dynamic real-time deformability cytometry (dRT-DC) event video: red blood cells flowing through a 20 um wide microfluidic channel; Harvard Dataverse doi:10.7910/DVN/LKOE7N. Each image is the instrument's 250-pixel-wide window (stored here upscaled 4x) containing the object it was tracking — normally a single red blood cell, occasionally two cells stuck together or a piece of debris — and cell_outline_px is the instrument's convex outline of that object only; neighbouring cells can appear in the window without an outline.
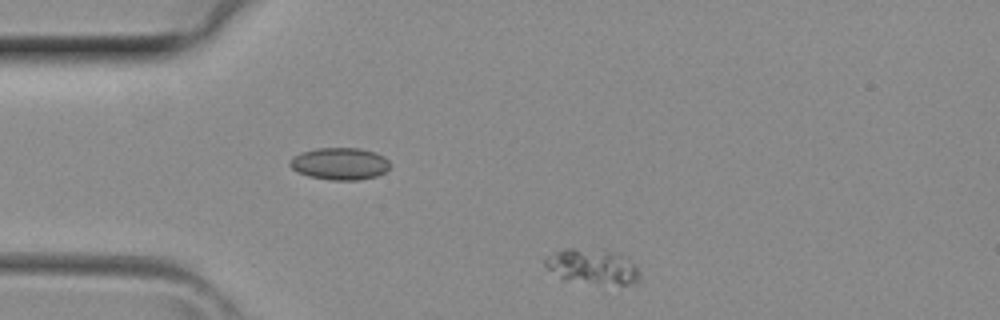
{"species": "common noctule bat (a hibernating species)", "species_latin": "Nyctalus noctula", "temperature_condition": "room temperature", "stored_images_in_passage": 4, "camera_frame_rate_fps": 3000, "um_per_image_px": 0.085, "animal": {"sex": "female", "body_mass_g": 29.2, "forearm_length_mm": 56.3}, "frame": {"image": 1, "passage_image": 4, "time_ms": 1.0, "image_size_px": [1000, 320], "cell_outline_px": [[640, 280], [628, 284], [620, 284], [560, 280], [544, 264], [544, 260], [548, 256], [564, 248], [604, 248], [620, 252], [628, 256], [632, 260], [640, 272]], "centroid_in_image_um": [50.4, 22.61], "position_along_channel_um": 34.6, "area_um2": 19.88}}